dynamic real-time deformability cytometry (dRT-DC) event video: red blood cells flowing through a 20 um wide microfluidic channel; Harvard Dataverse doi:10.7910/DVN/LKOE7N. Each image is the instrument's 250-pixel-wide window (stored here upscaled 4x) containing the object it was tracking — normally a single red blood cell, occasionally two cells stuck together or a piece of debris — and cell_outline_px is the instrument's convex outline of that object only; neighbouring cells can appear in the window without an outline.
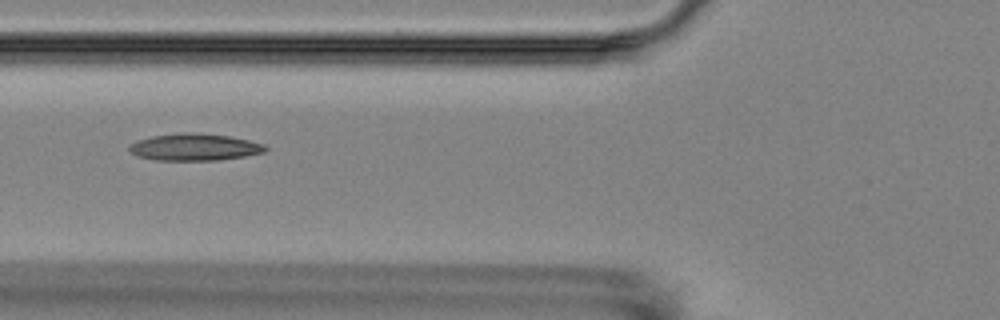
{"species": "Egyptian fruit bat (a non-hibernating species)", "species_latin": "Rousettus aegyptiacus", "temperature_condition": "room temperature", "stored_images_in_passage": 15, "camera_frame_rate_fps": 3000, "um_per_image_px": 0.085, "animal": {"sex": "female"}, "frame": {"image": 1, "passage_image": 6, "time_ms": 5.667, "image_size_px": [1000, 320], "cell_outline_px": [[268, 148], [264, 152], [244, 156], [220, 160], [156, 160], [136, 156], [128, 152], [128, 144], [136, 140], [152, 136], [184, 132], [200, 132], [228, 136], [248, 140], [264, 144]], "centroid_in_image_um": [16.48, 12.5], "position_along_channel_um": 109.3, "area_um2": 21.62}}
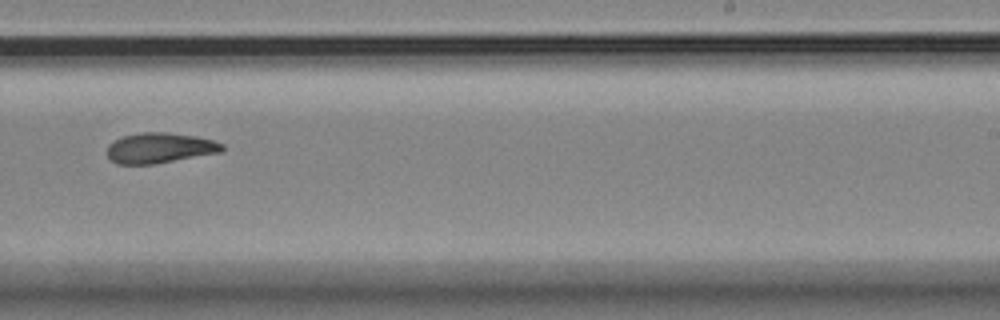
{"frame": {"image": 2, "passage_image": 10, "time_ms": 10.333, "image_size_px": [1000, 320], "cell_outline_px": [[224, 148], [220, 152], [156, 164], [116, 164], [108, 156], [108, 144], [124, 136], [140, 132], [168, 132], [196, 136], [212, 140], [224, 144]], "centroid_in_image_um": [13.58, 12.57], "position_along_channel_um": 275.4, "area_um2": 20.29}}
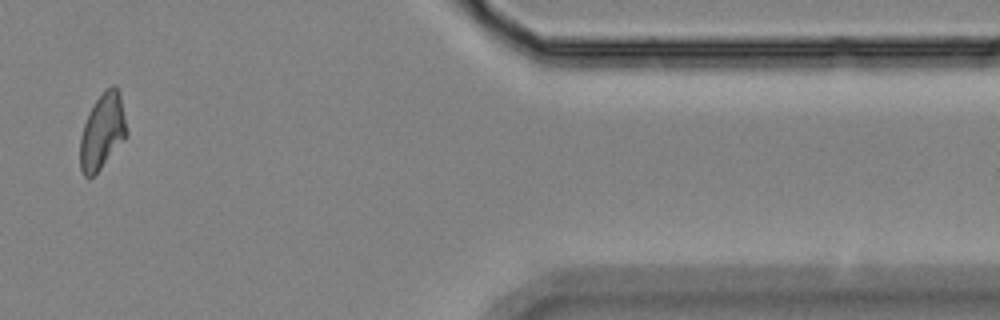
{"frame": {"image": 3, "passage_image": 14, "time_ms": 15.0, "image_size_px": [1000, 320], "cell_outline_px": [[128, 136], [100, 168], [92, 176], [84, 176], [80, 168], [80, 136], [84, 124], [96, 100], [112, 84], [116, 84], [120, 88], [128, 132]], "centroid_in_image_um": [8.74, 11.13], "position_along_channel_um": 402.7, "area_um2": 20.46}, "authors_computed_cell_mechanics": {"area_um2": 20.6346, "velocity_mm_per_s": 3.5769, "shape_relaxation_time_tau1_ms": 4.8549, "shape_relaxation_time_tau2_ms": 3.6631, "deformation_change_tau1": 0.1501, "deformation_change_tau2": 0.0998}}